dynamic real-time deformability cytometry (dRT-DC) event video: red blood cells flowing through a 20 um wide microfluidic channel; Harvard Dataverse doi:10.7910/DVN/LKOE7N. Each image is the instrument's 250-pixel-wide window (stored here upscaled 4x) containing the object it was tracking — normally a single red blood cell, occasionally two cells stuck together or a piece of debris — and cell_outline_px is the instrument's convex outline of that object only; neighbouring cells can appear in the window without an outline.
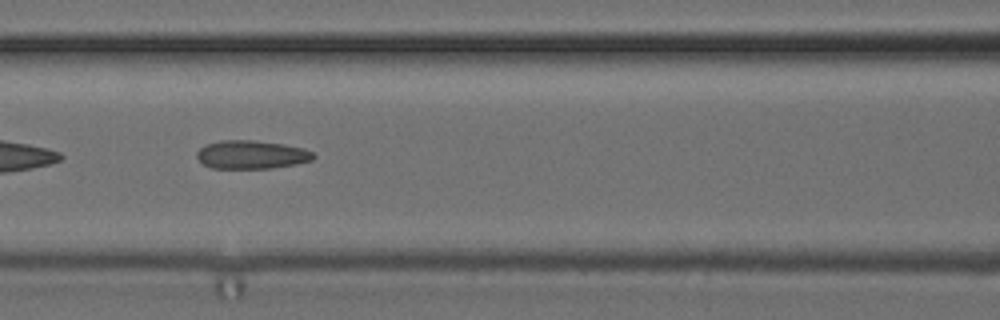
{"species": "common noctule bat (a hibernating species)", "species_latin": "Nyctalus noctula", "temperature_condition": "cold", "stored_images_in_passage": 52, "camera_frame_rate_fps": 3000, "um_per_image_px": 0.085, "animal": {"sex": "female", "body_mass_g": 24.6, "forearm_length_mm": 56.2}, "frame": {"image": 1, "passage_image": 23, "time_ms": 7.333, "image_size_px": [1000, 320], "cell_outline_px": [[316, 156], [312, 160], [296, 164], [272, 168], [212, 168], [204, 164], [196, 156], [196, 152], [204, 144], [220, 140], [252, 140], [280, 144], [304, 148], [312, 152]], "centroid_in_image_um": [21.36, 13.14], "position_along_channel_um": 145.2, "area_um2": 19.25}, "authors_computed_cell_mechanics": {"area_um2": 19.3919, "velocity_mm_per_s": 3.8954, "shape_relaxation_time_tau1_ms": null, "shape_relaxation_time_tau2_ms": 2.2702, "deformation_change_tau1": null, "deformation_change_tau2": 0.0955}}